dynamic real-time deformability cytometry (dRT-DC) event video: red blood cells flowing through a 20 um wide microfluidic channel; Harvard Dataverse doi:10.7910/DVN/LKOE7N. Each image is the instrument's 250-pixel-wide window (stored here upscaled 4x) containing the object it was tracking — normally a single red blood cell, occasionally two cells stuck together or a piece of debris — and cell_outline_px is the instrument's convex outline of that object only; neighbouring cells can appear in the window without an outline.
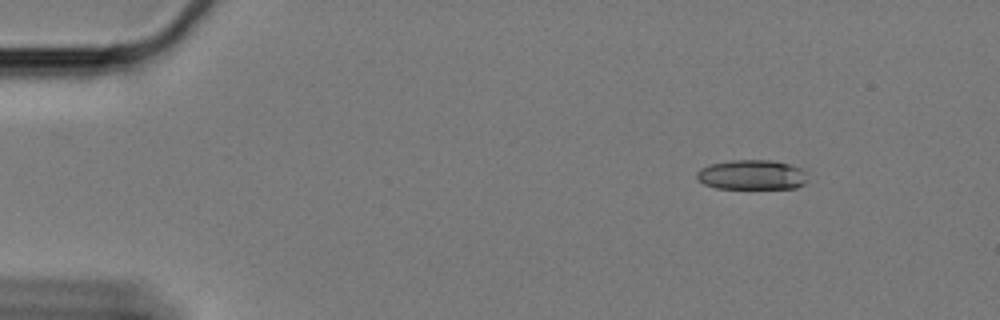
{"species": "Egyptian fruit bat (a non-hibernating species)", "species_latin": "Rousettus aegyptiacus", "temperature_condition": "cold", "stored_images_in_passage": 55, "camera_frame_rate_fps": 3000, "um_per_image_px": 0.085, "animal": {"sex": "female"}, "frame": {"image": 1, "passage_image": 1, "time_ms": 0.0, "image_size_px": [1000, 320], "cell_outline_px": [[808, 180], [804, 184], [796, 188], [716, 188], [704, 184], [696, 180], [696, 172], [700, 168], [712, 164], [728, 160], [772, 160], [788, 164], [800, 168], [804, 172]], "centroid_in_image_um": [63.88, 14.86], "position_along_channel_um": 21.1, "area_um2": 19.31}}
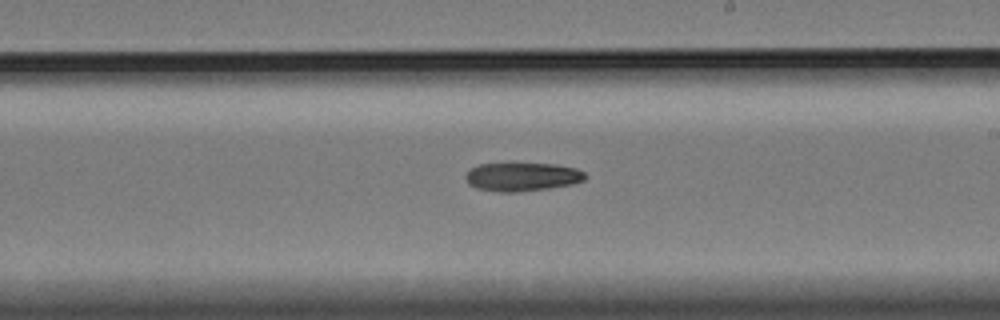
{"frame": {"image": 2, "passage_image": 29, "time_ms": 9.333, "image_size_px": [1000, 320], "cell_outline_px": [[588, 176], [584, 180], [572, 184], [548, 188], [516, 192], [500, 192], [476, 188], [468, 184], [464, 176], [472, 168], [480, 164], [512, 160], [556, 164], [576, 168], [584, 172]], "centroid_in_image_um": [44.37, 14.97], "position_along_channel_um": 244.6, "area_um2": 20.87}}
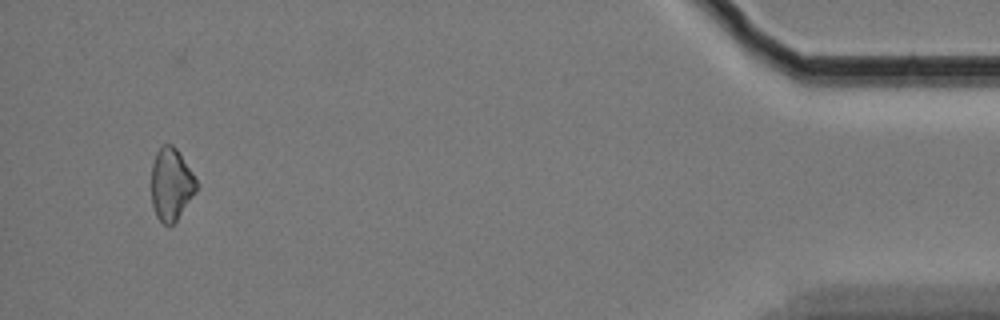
{"frame": {"image": 3, "passage_image": 51, "time_ms": 16.667, "image_size_px": [1000, 320], "cell_outline_px": [[200, 184], [196, 192], [176, 220], [172, 224], [164, 224], [156, 216], [152, 204], [152, 164], [156, 152], [164, 144], [172, 144], [180, 152]], "centroid_in_image_um": [14.58, 15.63], "position_along_channel_um": 420.6, "area_um2": 19.07}}